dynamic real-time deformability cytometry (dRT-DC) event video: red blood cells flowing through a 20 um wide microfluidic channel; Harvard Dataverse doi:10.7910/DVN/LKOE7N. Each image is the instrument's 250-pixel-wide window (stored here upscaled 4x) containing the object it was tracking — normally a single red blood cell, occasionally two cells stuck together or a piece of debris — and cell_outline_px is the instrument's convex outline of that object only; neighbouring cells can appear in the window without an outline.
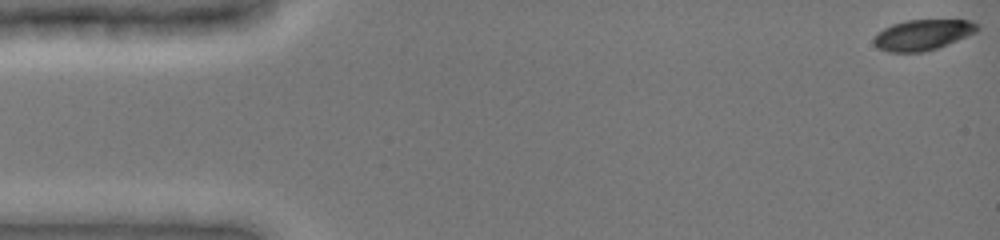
{"species": "common noctule bat (a hibernating species)", "species_latin": "Nyctalus noctula", "temperature_condition": "cold", "stored_images_in_passage": 48, "camera_frame_rate_fps": 3000, "um_per_image_px": 0.085, "animal": {"sex": "female", "body_mass_g": 19.0, "forearm_length_mm": 51.5}, "frame": {"image": 1, "passage_image": 1, "time_ms": 0.0, "image_size_px": [1000, 240], "cell_outline_px": [[980, 28], [976, 32], [948, 44], [924, 52], [888, 52], [876, 48], [872, 40], [884, 28], [892, 24], [908, 20], [972, 20], [980, 24]], "centroid_in_image_um": [78.45, 2.96], "position_along_channel_um": 6.6, "area_um2": 18.5}}
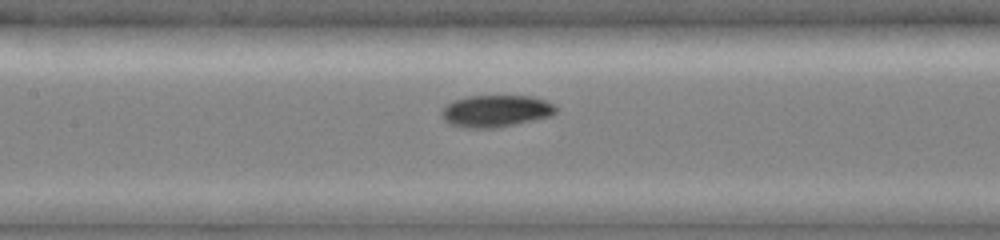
{"frame": {"image": 2, "passage_image": 23, "time_ms": 7.333, "image_size_px": [1000, 240], "cell_outline_px": [[560, 108], [552, 116], [516, 124], [496, 128], [468, 128], [448, 124], [440, 116], [440, 108], [444, 104], [452, 100], [468, 96], [532, 96], [556, 104]], "centroid_in_image_um": [42.12, 9.43], "position_along_channel_um": 165.3, "area_um2": 21.85}}
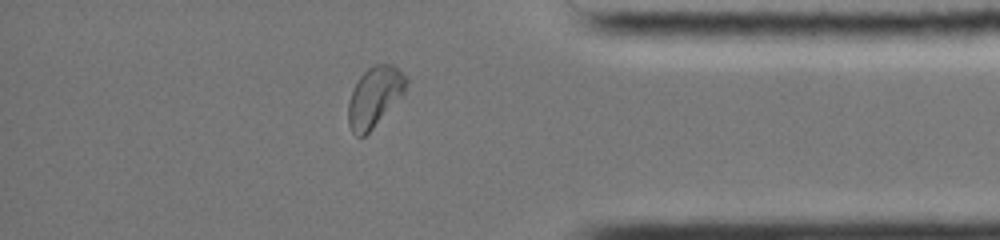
{"frame": {"image": 3, "passage_image": 42, "time_ms": 13.667, "image_size_px": [1000, 240], "cell_outline_px": [[408, 84], [404, 92], [372, 128], [364, 136], [356, 136], [352, 132], [348, 124], [348, 100], [360, 76], [372, 64], [392, 64], [408, 76]], "centroid_in_image_um": [31.84, 8.19], "position_along_channel_um": 403.4, "area_um2": 20.0}, "authors_computed_cell_mechanics": {"area_um2": 20.0277, "velocity_mm_per_s": 3.9152, "shape_relaxation_time_tau1_ms": 3.1668, "shape_relaxation_time_tau2_ms": 5.8116, "deformation_change_tau1": 0.1185, "deformation_change_tau2": 0.0625}}